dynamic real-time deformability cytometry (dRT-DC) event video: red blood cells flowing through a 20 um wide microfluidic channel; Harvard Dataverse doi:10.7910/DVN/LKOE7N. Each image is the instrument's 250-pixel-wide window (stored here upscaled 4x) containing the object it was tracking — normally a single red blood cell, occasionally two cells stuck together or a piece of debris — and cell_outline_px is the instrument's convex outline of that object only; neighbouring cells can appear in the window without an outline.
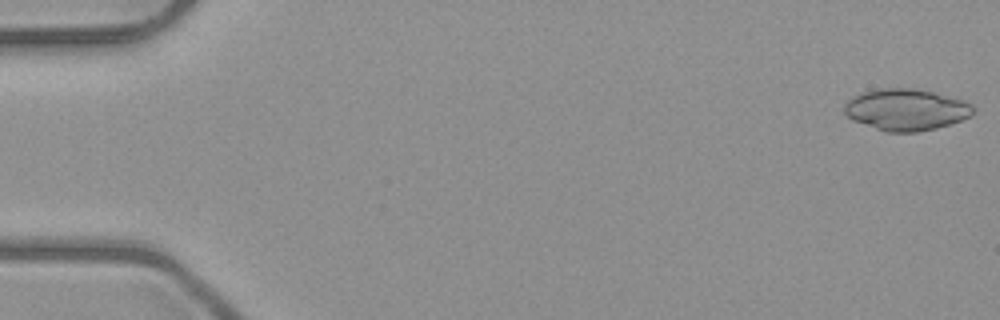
{"species": "common noctule bat (a hibernating species)", "species_latin": "Nyctalus noctula", "temperature_condition": "room temperature", "stored_images_in_passage": 51, "camera_frame_rate_fps": 3000, "um_per_image_px": 0.085, "animal": {"sex": "male", "body_mass_g": 23.1, "forearm_length_mm": 52.7}, "frame": {"image": 1, "passage_image": 1, "time_ms": 0.0, "image_size_px": [1000, 320], "cell_outline_px": [[976, 108], [972, 116], [936, 128], [916, 132], [888, 132], [852, 120], [844, 112], [844, 104], [848, 100], [864, 92], [880, 88], [916, 88], [964, 100], [972, 104]], "centroid_in_image_um": [77.05, 9.31], "position_along_channel_um": 8.0, "area_um2": 31.04}}